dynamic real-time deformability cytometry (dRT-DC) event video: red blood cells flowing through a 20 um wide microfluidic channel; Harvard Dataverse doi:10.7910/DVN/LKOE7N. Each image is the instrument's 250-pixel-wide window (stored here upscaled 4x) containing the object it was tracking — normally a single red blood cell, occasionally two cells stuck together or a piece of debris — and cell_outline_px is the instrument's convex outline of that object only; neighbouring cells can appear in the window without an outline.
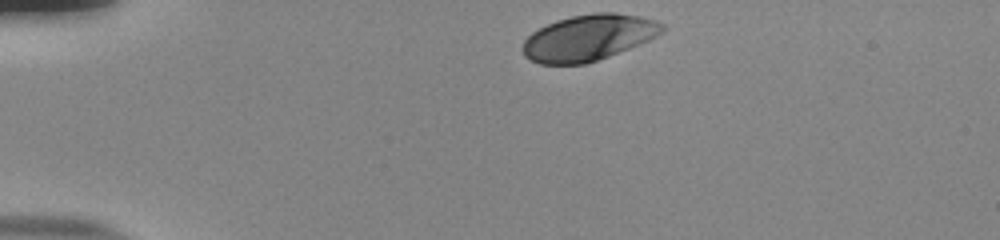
{"species": "human", "species_latin": "Homo sapiens", "temperature_condition": "room temperature", "stored_images_in_passage": 35, "camera_frame_rate_fps": 3000, "um_per_image_px": 0.085, "donor": {"sex": "male"}, "frame": {"image": 1, "passage_image": 1, "time_ms": 0.0, "image_size_px": [1000, 240], "cell_outline_px": [[668, 28], [664, 32], [640, 44], [608, 56], [584, 64], [540, 64], [524, 56], [520, 48], [524, 40], [532, 32], [556, 20], [572, 16], [596, 12], [616, 12], [640, 16], [656, 20], [664, 24]], "centroid_in_image_um": [50.04, 3.19], "position_along_channel_um": 35.0, "area_um2": 37.57}}
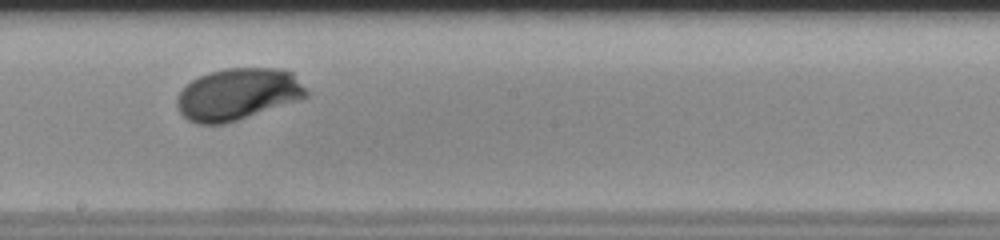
{"frame": {"image": 2, "passage_image": 21, "time_ms": 6.667, "image_size_px": [1000, 240], "cell_outline_px": [[308, 96], [300, 100], [224, 124], [196, 124], [188, 120], [180, 112], [176, 104], [176, 100], [180, 92], [192, 80], [208, 72], [224, 68], [284, 68], [292, 72], [308, 92]], "centroid_in_image_um": [20.22, 8.0], "position_along_channel_um": 228.0, "area_um2": 39.02}}
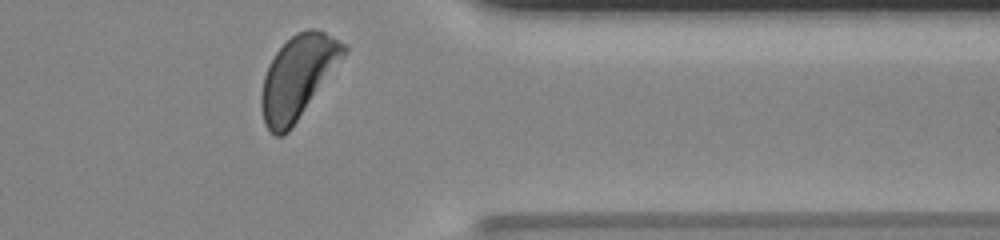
{"frame": {"image": 3, "passage_image": 34, "time_ms": 11.0, "image_size_px": [1000, 240], "cell_outline_px": [[348, 52], [292, 128], [284, 136], [276, 136], [264, 124], [260, 104], [260, 96], [264, 76], [268, 64], [276, 52], [296, 32], [308, 28], [312, 28], [324, 32], [348, 44]], "centroid_in_image_um": [25.33, 6.54], "position_along_channel_um": 386.1, "area_um2": 39.94}, "authors_computed_cell_mechanics": {"area_um2": 38.3792, "velocity_mm_per_s": 3.8143, "shape_relaxation_time_tau1_ms": 1.9058, "shape_relaxation_time_tau2_ms": null, "deformation_change_tau1": 0.1429, "deformation_change_tau2": null}}